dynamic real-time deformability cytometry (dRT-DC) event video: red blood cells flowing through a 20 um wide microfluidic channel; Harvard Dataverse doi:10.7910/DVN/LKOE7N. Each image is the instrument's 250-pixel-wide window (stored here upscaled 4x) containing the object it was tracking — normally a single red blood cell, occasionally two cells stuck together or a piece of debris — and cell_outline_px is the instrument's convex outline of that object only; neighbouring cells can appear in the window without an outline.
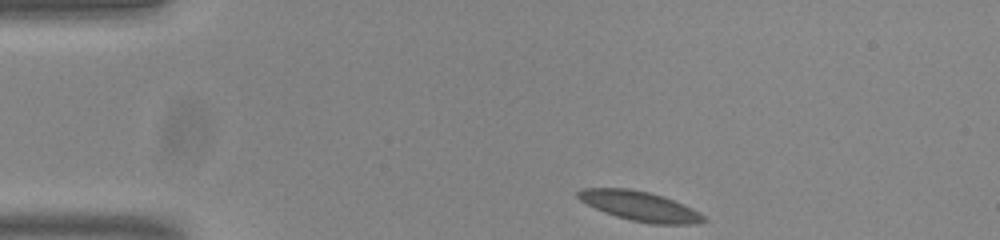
{"species": "common noctule bat (a hibernating species)", "species_latin": "Nyctalus noctula", "temperature_condition": "room temperature", "stored_images_in_passage": 46, "camera_frame_rate_fps": 3000, "um_per_image_px": 0.085, "animal": {"sex": "male", "body_mass_g": 20.0, "forearm_length_mm": 53.3}, "frame": {"image": 1, "passage_image": 1, "time_ms": 0.0, "image_size_px": [1000, 240], "cell_outline_px": [[708, 220], [696, 224], [652, 224], [632, 220], [616, 216], [604, 212], [580, 200], [576, 196], [576, 192], [580, 188], [628, 188], [648, 192], [664, 196], [692, 208], [704, 216]], "centroid_in_image_um": [54.39, 17.51], "position_along_channel_um": 30.6, "area_um2": 21.62}}
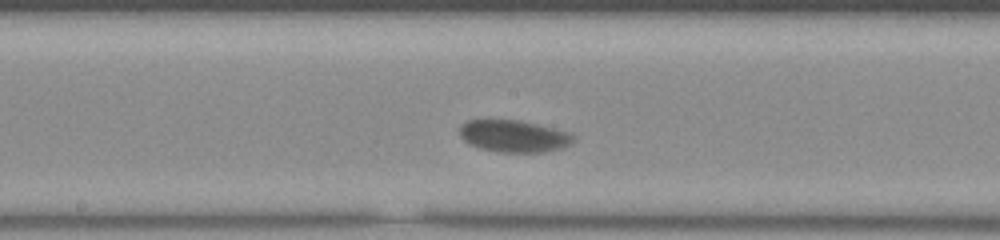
{"frame": {"image": 2, "passage_image": 20, "time_ms": 6.333, "image_size_px": [1000, 240], "cell_outline_px": [[576, 136], [572, 144], [560, 148], [544, 152], [496, 152], [480, 148], [468, 144], [460, 136], [460, 124], [468, 120], [520, 120], [572, 132]], "centroid_in_image_um": [43.7, 11.57], "position_along_channel_um": 204.5, "area_um2": 21.5}}
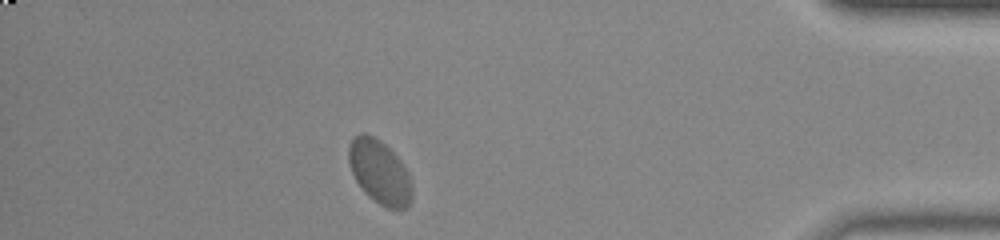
{"frame": {"image": 3, "passage_image": 40, "time_ms": 13.0, "image_size_px": [1000, 240], "cell_outline_px": [[412, 200], [404, 208], [388, 208], [380, 204], [368, 196], [364, 192], [356, 180], [352, 172], [348, 160], [348, 148], [352, 140], [360, 132], [364, 132], [380, 140], [400, 160], [408, 172], [412, 188]], "centroid_in_image_um": [32.26, 14.62], "position_along_channel_um": 402.9, "area_um2": 23.29}, "authors_computed_cell_mechanics": {"area_um2": 21.5594, "velocity_mm_per_s": 3.6422, "shape_relaxation_time_tau1_ms": 4.3187, "shape_relaxation_time_tau2_ms": null, "deformation_change_tau1": 0.1157, "deformation_change_tau2": null}}